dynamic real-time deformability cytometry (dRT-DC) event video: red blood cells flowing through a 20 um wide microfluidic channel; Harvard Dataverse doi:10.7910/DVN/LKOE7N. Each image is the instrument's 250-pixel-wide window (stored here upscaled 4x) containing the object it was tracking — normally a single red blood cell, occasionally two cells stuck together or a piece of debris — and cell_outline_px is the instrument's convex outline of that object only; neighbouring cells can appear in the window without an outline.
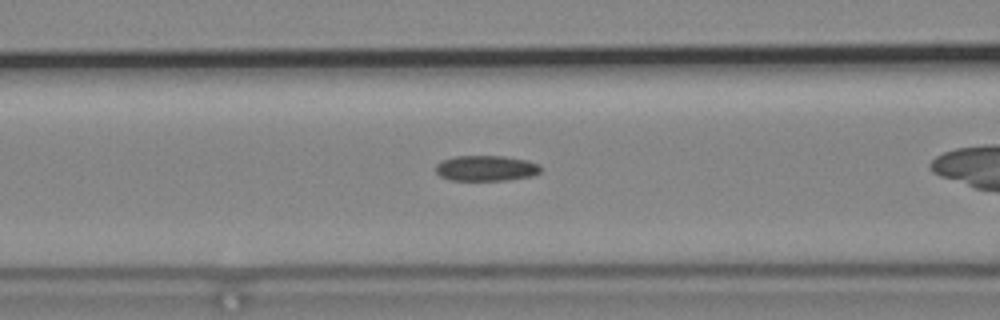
{"species": "common noctule bat (a hibernating species)", "species_latin": "Nyctalus noctula", "temperature_condition": "cold", "stored_images_in_passage": 37, "camera_frame_rate_fps": 3000, "um_per_image_px": 0.085, "animal": {"sex": "male", "body_mass_g": 19.2, "forearm_length_mm": 51.8}, "frame": {"image": 1, "passage_image": 16, "time_ms": 5.0, "image_size_px": [1000, 320], "cell_outline_px": [[540, 172], [532, 176], [508, 180], [448, 180], [440, 176], [436, 172], [436, 164], [440, 160], [456, 156], [504, 156], [528, 160], [540, 164]], "centroid_in_image_um": [41.31, 14.29], "position_along_channel_um": 125.3, "area_um2": 15.78}}
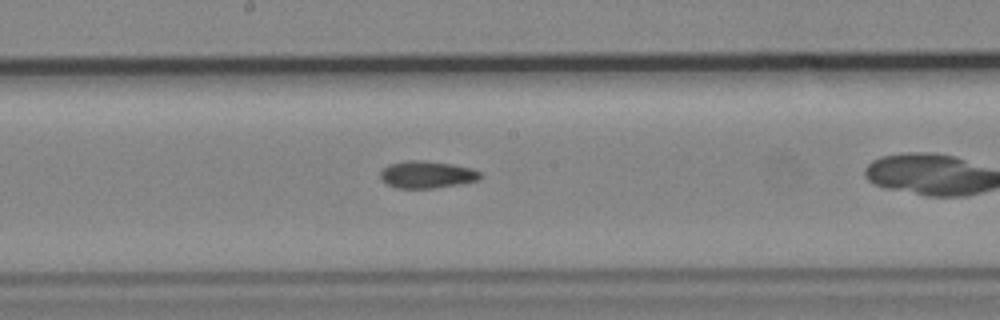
{"frame": {"image": 2, "passage_image": 23, "time_ms": 7.333, "image_size_px": [1000, 320], "cell_outline_px": [[480, 180], [432, 188], [396, 188], [380, 180], [380, 172], [388, 164], [408, 160], [424, 160], [452, 164], [472, 168], [480, 172]], "centroid_in_image_um": [36.25, 14.83], "position_along_channel_um": 211.9, "area_um2": 15.78}}
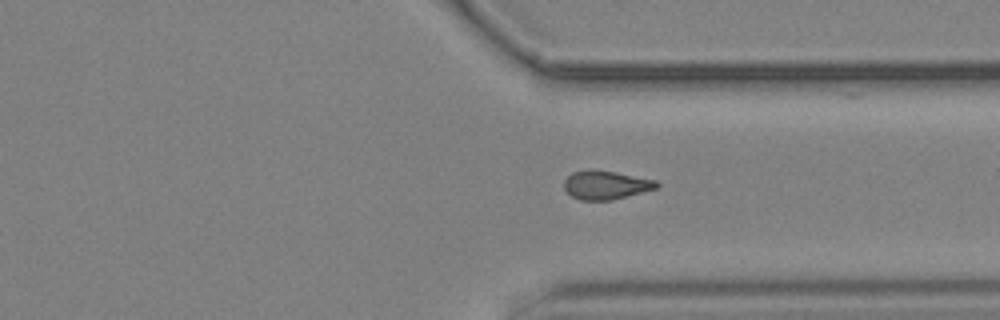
{"frame": {"image": 3, "passage_image": 35, "time_ms": 11.333, "image_size_px": [1000, 320], "cell_outline_px": [[660, 184], [656, 188], [612, 200], [580, 200], [572, 196], [564, 188], [564, 180], [572, 172], [588, 168], [592, 168], [616, 172], [656, 180]], "centroid_in_image_um": [51.47, 15.7], "position_along_channel_um": 359.9, "area_um2": 15.55}}